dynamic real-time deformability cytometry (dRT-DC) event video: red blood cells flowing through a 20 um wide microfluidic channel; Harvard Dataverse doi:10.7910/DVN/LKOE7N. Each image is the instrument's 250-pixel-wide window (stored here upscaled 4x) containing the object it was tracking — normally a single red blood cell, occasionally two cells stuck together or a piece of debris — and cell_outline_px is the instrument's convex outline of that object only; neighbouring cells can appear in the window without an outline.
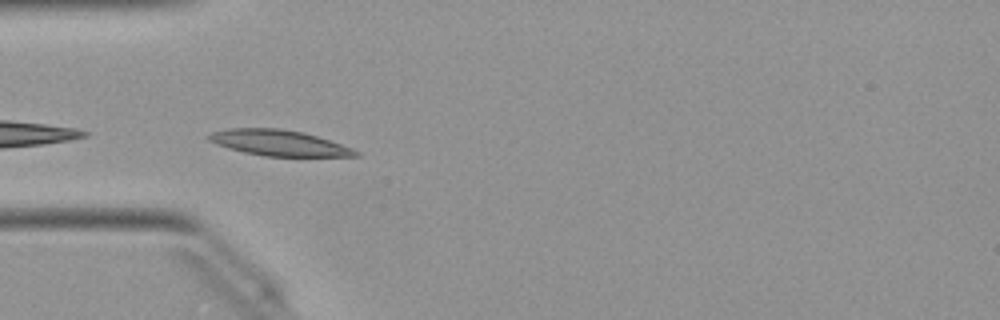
{"species": "Egyptian fruit bat (a non-hibernating species)", "species_latin": "Rousettus aegyptiacus", "temperature_condition": "warm", "stored_images_in_passage": 4, "camera_frame_rate_fps": 3000, "um_per_image_px": 0.085, "animal": {"sex": "female"}, "frame": {"image": 1, "passage_image": 1, "time_ms": 0.0, "image_size_px": [1000, 320], "cell_outline_px": [[360, 156], [264, 156], [244, 152], [228, 148], [216, 144], [208, 140], [204, 136], [212, 132], [228, 128], [280, 128], [304, 132], [352, 148], [360, 152]], "centroid_in_image_um": [23.65, 12.14], "position_along_channel_um": 61.3, "area_um2": 22.02}}